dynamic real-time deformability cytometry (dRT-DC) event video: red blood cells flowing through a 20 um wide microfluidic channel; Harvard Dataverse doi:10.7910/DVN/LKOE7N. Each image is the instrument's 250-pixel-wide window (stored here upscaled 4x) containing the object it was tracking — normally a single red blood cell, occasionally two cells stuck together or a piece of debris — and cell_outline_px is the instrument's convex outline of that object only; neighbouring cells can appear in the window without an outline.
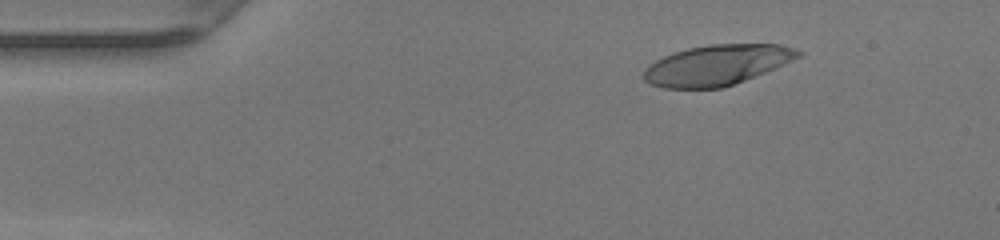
{"species": "human", "species_latin": "Homo sapiens", "temperature_condition": "warm", "stored_images_in_passage": 49, "camera_frame_rate_fps": 3000, "um_per_image_px": 0.085, "donor": {"sex": "female"}, "frame": {"image": 1, "passage_image": 7, "time_ms": 2.0, "image_size_px": [1000, 240], "cell_outline_px": [[804, 52], [800, 56], [792, 60], [764, 72], [744, 80], [720, 88], [664, 88], [648, 84], [640, 76], [644, 68], [648, 64], [664, 56], [688, 48], [708, 44], [780, 44], [796, 48]], "centroid_in_image_um": [60.88, 5.52], "position_along_channel_um": 24.1, "area_um2": 36.3}}
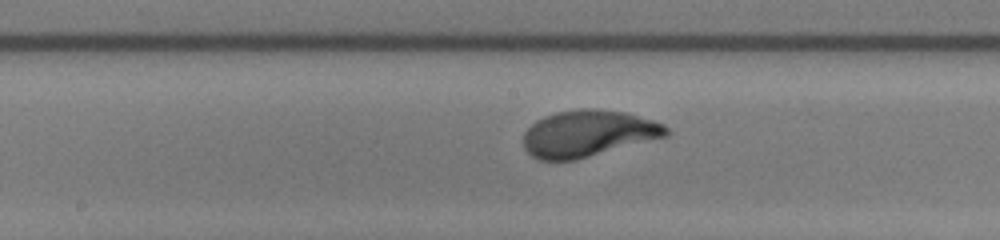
{"frame": {"image": 2, "passage_image": 25, "time_ms": 8.0, "image_size_px": [1000, 240], "cell_outline_px": [[672, 132], [668, 136], [576, 160], [540, 160], [532, 156], [524, 148], [524, 132], [536, 120], [544, 116], [556, 112], [584, 108], [592, 108], [624, 112], [652, 120], [664, 124]], "centroid_in_image_um": [50.0, 11.35], "position_along_channel_um": 198.2, "area_um2": 38.78}}
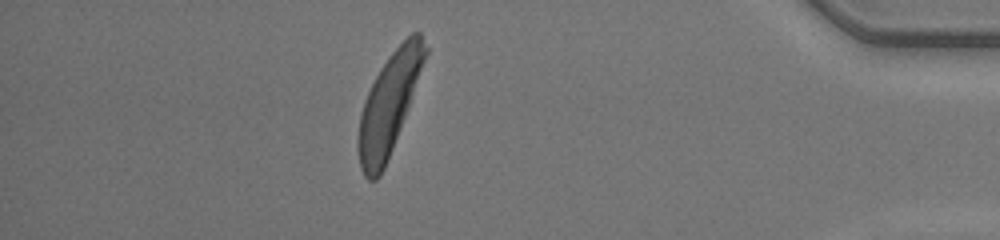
{"frame": {"image": 3, "passage_image": 43, "time_ms": 14.0, "image_size_px": [1000, 240], "cell_outline_px": [[428, 52], [408, 108], [384, 168], [380, 176], [376, 180], [368, 180], [364, 176], [360, 168], [356, 148], [356, 140], [360, 116], [364, 100], [380, 68], [392, 52], [412, 32], [420, 32], [428, 48]], "centroid_in_image_um": [33.04, 8.88], "position_along_channel_um": 402.2, "area_um2": 38.73}, "authors_computed_cell_mechanics": {"area_um2": 38.3792, "velocity_mm_per_s": 4.1867, "shape_relaxation_time_tau1_ms": 3.6712, "shape_relaxation_time_tau2_ms": null, "deformation_change_tau1": 0.2542, "deformation_change_tau2": null}}